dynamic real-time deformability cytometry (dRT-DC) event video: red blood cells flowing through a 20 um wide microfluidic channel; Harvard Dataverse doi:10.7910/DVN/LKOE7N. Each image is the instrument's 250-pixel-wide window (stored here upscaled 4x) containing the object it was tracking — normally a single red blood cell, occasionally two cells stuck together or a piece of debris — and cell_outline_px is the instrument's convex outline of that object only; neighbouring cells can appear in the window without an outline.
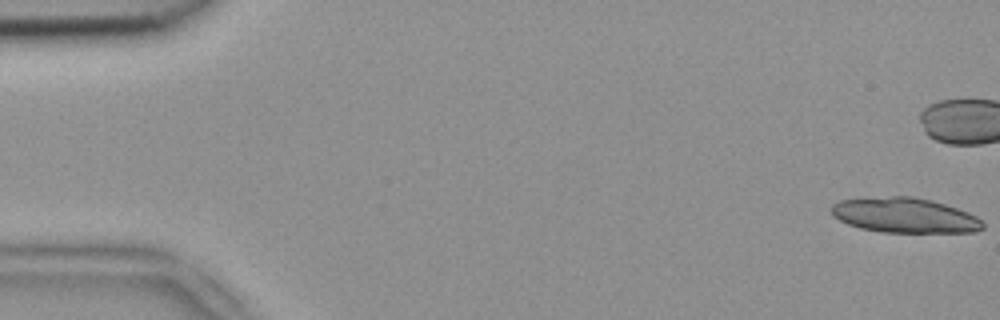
{"species": "common noctule bat (a hibernating species)", "species_latin": "Nyctalus noctula", "temperature_condition": "room temperature", "stored_images_in_passage": 25, "camera_frame_rate_fps": 3000, "um_per_image_px": 0.085, "animal": {"sex": "female", "body_mass_g": 18.4}, "frame": {"image": 1, "passage_image": 1, "time_ms": 0.0, "image_size_px": [1000, 320], "cell_outline_px": [[984, 228], [976, 232], [880, 232], [860, 228], [848, 224], [832, 216], [828, 208], [832, 204], [840, 200], [892, 196], [912, 196], [932, 200], [968, 212], [976, 216], [984, 224]], "centroid_in_image_um": [76.87, 18.3], "position_along_channel_um": 8.1, "area_um2": 30.98}}